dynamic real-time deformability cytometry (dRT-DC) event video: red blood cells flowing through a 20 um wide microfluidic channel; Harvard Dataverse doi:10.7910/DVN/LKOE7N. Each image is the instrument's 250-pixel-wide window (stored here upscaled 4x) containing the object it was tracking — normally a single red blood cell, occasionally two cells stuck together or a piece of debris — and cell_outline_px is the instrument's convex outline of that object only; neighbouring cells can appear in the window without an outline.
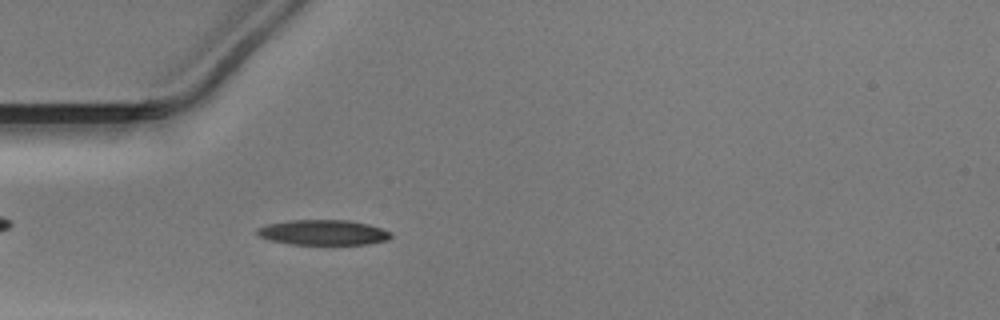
{"species": "Egyptian fruit bat (a non-hibernating species)", "species_latin": "Rousettus aegyptiacus", "temperature_condition": "warm", "stored_images_in_passage": 51, "camera_frame_rate_fps": 3000, "um_per_image_px": 0.085, "animal": {"sex": "male"}, "frame": {"image": 1, "passage_image": 15, "time_ms": 4.667, "image_size_px": [1000, 320], "cell_outline_px": [[392, 236], [388, 240], [368, 244], [292, 244], [272, 240], [260, 236], [256, 232], [256, 228], [268, 224], [288, 220], [348, 220], [368, 224], [392, 232]], "centroid_in_image_um": [27.5, 19.75], "position_along_channel_um": 57.5, "area_um2": 19.54}}
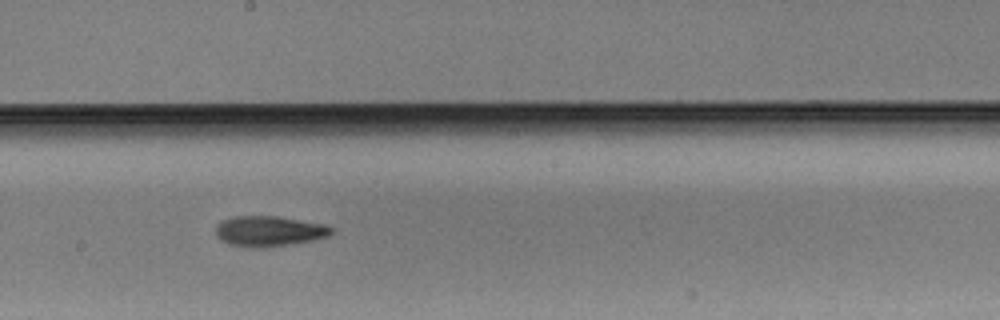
{"frame": {"image": 2, "passage_image": 28, "time_ms": 9.0, "image_size_px": [1000, 320], "cell_outline_px": [[332, 232], [328, 236], [312, 240], [288, 244], [232, 244], [220, 240], [216, 236], [216, 224], [220, 220], [232, 216], [276, 216], [324, 224], [332, 228]], "centroid_in_image_um": [22.85, 19.58], "position_along_channel_um": 225.4, "area_um2": 19.48}}
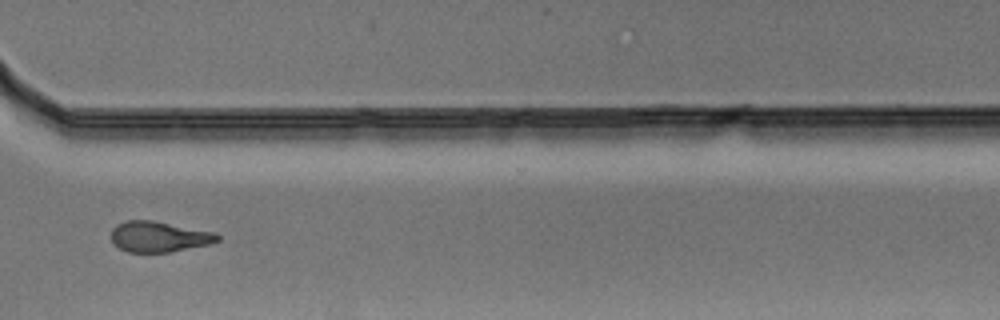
{"frame": {"image": 3, "passage_image": 38, "time_ms": 12.333, "image_size_px": [1000, 320], "cell_outline_px": [[220, 240], [208, 244], [168, 252], [128, 252], [120, 248], [112, 240], [112, 228], [116, 224], [128, 220], [152, 220], [216, 232], [220, 236]], "centroid_in_image_um": [13.52, 20.1], "position_along_channel_um": 357.1, "area_um2": 18.84}}